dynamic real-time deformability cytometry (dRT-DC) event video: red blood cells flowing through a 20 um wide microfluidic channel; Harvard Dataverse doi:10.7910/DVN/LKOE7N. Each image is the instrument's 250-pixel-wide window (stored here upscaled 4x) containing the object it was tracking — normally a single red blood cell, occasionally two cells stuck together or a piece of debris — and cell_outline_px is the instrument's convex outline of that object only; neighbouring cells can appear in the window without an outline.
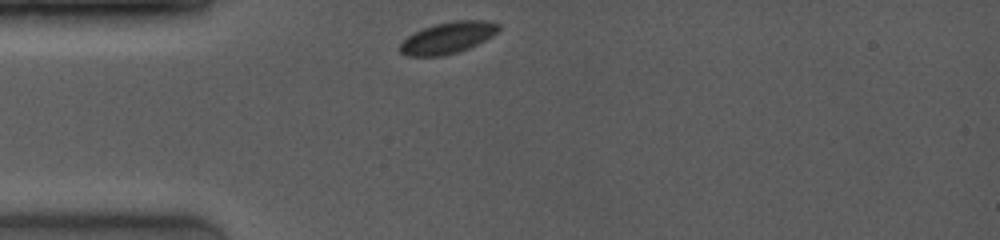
{"species": "common noctule bat (a hibernating species)", "species_latin": "Nyctalus noctula", "temperature_condition": "room temperature", "stored_images_in_passage": 27, "camera_frame_rate_fps": 4000, "um_per_image_px": 0.085, "animal": {"sex": "female", "body_mass_g": 19.0, "forearm_length_mm": 53.3}, "frame": {"image": 1, "passage_image": 1, "time_ms": 0.0, "image_size_px": [1000, 240], "cell_outline_px": [[500, 32], [468, 48], [456, 52], [440, 56], [408, 56], [400, 52], [396, 48], [408, 36], [424, 28], [436, 24], [452, 20], [484, 20], [500, 24]], "centroid_in_image_um": [38.07, 3.2], "position_along_channel_um": 46.9, "area_um2": 18.03}}
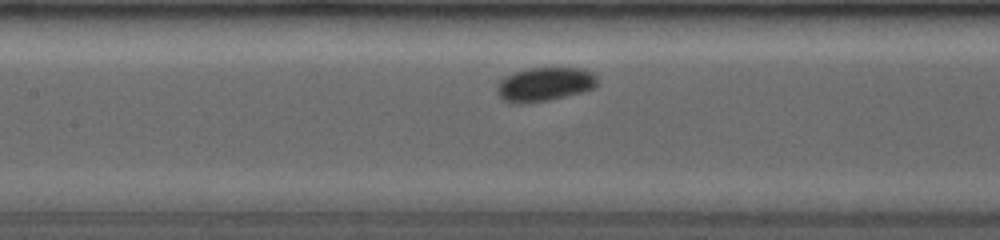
{"frame": {"image": 2, "passage_image": 11, "time_ms": 3.25, "image_size_px": [1000, 240], "cell_outline_px": [[596, 84], [592, 88], [584, 92], [548, 100], [520, 104], [504, 100], [496, 92], [496, 88], [500, 80], [504, 76], [528, 68], [580, 68], [592, 72], [596, 76]], "centroid_in_image_um": [46.28, 7.16], "position_along_channel_um": 161.1, "area_um2": 19.71}}
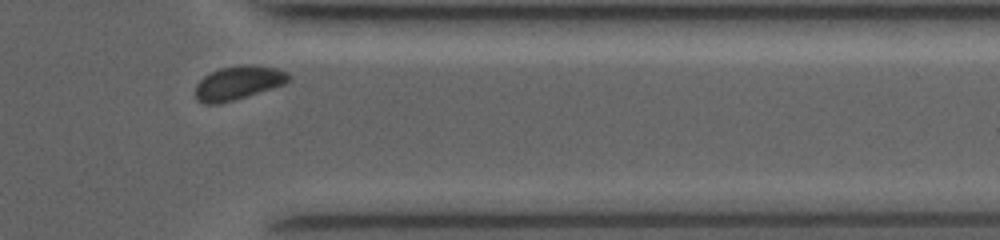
{"frame": {"image": 3, "passage_image": 25, "time_ms": 9.0, "image_size_px": [1000, 240], "cell_outline_px": [[292, 76], [284, 84], [272, 88], [232, 100], [216, 104], [204, 104], [196, 100], [196, 84], [204, 76], [220, 68], [276, 68], [288, 72]], "centroid_in_image_um": [20.21, 7.1], "position_along_channel_um": 391.2, "area_um2": 17.28}}